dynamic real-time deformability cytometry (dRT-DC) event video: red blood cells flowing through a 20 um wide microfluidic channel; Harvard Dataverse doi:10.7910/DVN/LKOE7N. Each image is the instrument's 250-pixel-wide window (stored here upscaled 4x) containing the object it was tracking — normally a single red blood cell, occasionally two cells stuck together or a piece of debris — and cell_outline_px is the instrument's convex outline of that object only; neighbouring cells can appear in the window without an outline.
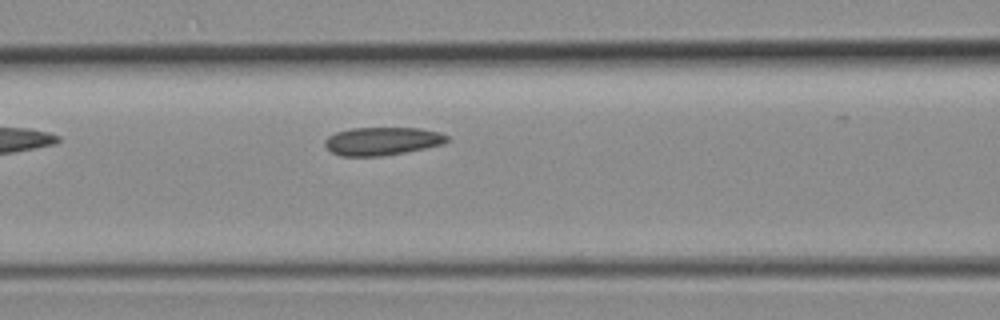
{"species": "common noctule bat (a hibernating species)", "species_latin": "Nyctalus noctula", "temperature_condition": "room temperature", "stored_images_in_passage": 7, "camera_frame_rate_fps": 3000, "um_per_image_px": 0.085, "animal": {"sex": "female", "body_mass_g": 19.3, "forearm_length_mm": 54.1}, "frame": {"image": 1, "passage_image": 7, "time_ms": 2.0, "image_size_px": [1000, 320], "cell_outline_px": [[448, 140], [444, 144], [384, 156], [340, 156], [332, 152], [324, 144], [324, 140], [328, 136], [336, 132], [352, 128], [420, 128], [440, 132], [448, 136]], "centroid_in_image_um": [32.48, 11.99], "position_along_channel_um": 134.1, "area_um2": 20.0}}